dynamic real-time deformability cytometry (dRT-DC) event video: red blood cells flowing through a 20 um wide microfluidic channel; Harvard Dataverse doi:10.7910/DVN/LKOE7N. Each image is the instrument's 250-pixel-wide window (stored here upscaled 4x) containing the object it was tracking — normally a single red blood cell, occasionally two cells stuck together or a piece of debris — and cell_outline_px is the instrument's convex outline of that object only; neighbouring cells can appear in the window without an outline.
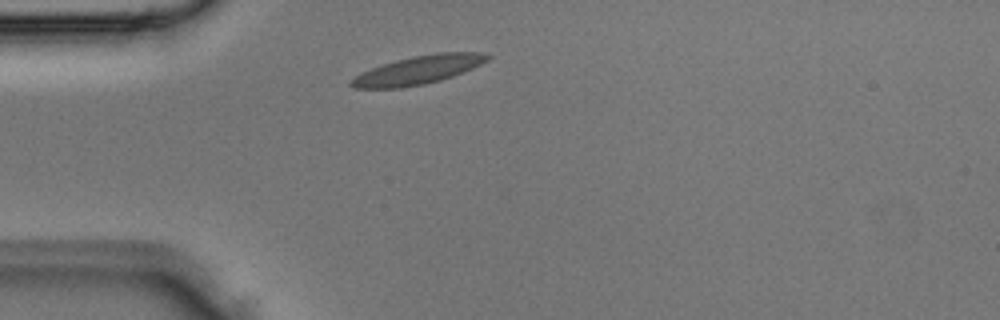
{"species": "Egyptian fruit bat (a non-hibernating species)", "species_latin": "Rousettus aegyptiacus", "temperature_condition": "room temperature", "stored_images_in_passage": 1, "camera_frame_rate_fps": 3000, "um_per_image_px": 0.085, "animal": {"sex": "male"}, "frame": {"image": 1, "passage_image": 1, "time_ms": 0.0, "image_size_px": [1000, 320], "cell_outline_px": [[492, 56], [488, 60], [472, 68], [452, 76], [440, 80], [424, 84], [400, 88], [356, 88], [348, 84], [348, 80], [372, 68], [396, 60], [412, 56], [436, 52], [484, 52]], "centroid_in_image_um": [35.57, 5.94], "position_along_channel_um": 49.4, "area_um2": 22.43}}